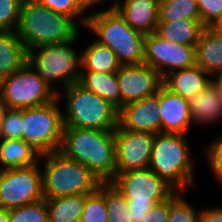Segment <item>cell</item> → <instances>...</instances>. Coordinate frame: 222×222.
<instances>
[{"label": "cell", "instance_id": "16", "mask_svg": "<svg viewBox=\"0 0 222 222\" xmlns=\"http://www.w3.org/2000/svg\"><path fill=\"white\" fill-rule=\"evenodd\" d=\"M161 133L185 134L190 130L191 112L187 99L160 87Z\"/></svg>", "mask_w": 222, "mask_h": 222}, {"label": "cell", "instance_id": "2", "mask_svg": "<svg viewBox=\"0 0 222 222\" xmlns=\"http://www.w3.org/2000/svg\"><path fill=\"white\" fill-rule=\"evenodd\" d=\"M15 32L28 52L45 44L71 42L77 38L79 30L70 16L35 1L21 5Z\"/></svg>", "mask_w": 222, "mask_h": 222}, {"label": "cell", "instance_id": "4", "mask_svg": "<svg viewBox=\"0 0 222 222\" xmlns=\"http://www.w3.org/2000/svg\"><path fill=\"white\" fill-rule=\"evenodd\" d=\"M185 135L155 134L149 168L175 191L185 192L194 186L195 159ZM190 148V149H189Z\"/></svg>", "mask_w": 222, "mask_h": 222}, {"label": "cell", "instance_id": "8", "mask_svg": "<svg viewBox=\"0 0 222 222\" xmlns=\"http://www.w3.org/2000/svg\"><path fill=\"white\" fill-rule=\"evenodd\" d=\"M111 183L126 197L132 222H142L153 205L175 192L149 167L122 173Z\"/></svg>", "mask_w": 222, "mask_h": 222}, {"label": "cell", "instance_id": "36", "mask_svg": "<svg viewBox=\"0 0 222 222\" xmlns=\"http://www.w3.org/2000/svg\"><path fill=\"white\" fill-rule=\"evenodd\" d=\"M213 142L206 148V157L209 160V165L213 172L212 175L222 184V135L218 136Z\"/></svg>", "mask_w": 222, "mask_h": 222}, {"label": "cell", "instance_id": "28", "mask_svg": "<svg viewBox=\"0 0 222 222\" xmlns=\"http://www.w3.org/2000/svg\"><path fill=\"white\" fill-rule=\"evenodd\" d=\"M109 212L105 201V183L86 195L80 222H108Z\"/></svg>", "mask_w": 222, "mask_h": 222}, {"label": "cell", "instance_id": "42", "mask_svg": "<svg viewBox=\"0 0 222 222\" xmlns=\"http://www.w3.org/2000/svg\"><path fill=\"white\" fill-rule=\"evenodd\" d=\"M20 5L28 4L30 2H35L37 0H16Z\"/></svg>", "mask_w": 222, "mask_h": 222}, {"label": "cell", "instance_id": "13", "mask_svg": "<svg viewBox=\"0 0 222 222\" xmlns=\"http://www.w3.org/2000/svg\"><path fill=\"white\" fill-rule=\"evenodd\" d=\"M114 138L116 144L115 176L149 166L155 134L126 130L118 125L114 129Z\"/></svg>", "mask_w": 222, "mask_h": 222}, {"label": "cell", "instance_id": "12", "mask_svg": "<svg viewBox=\"0 0 222 222\" xmlns=\"http://www.w3.org/2000/svg\"><path fill=\"white\" fill-rule=\"evenodd\" d=\"M144 64L155 69L163 78L171 71L194 66L195 46L170 42L156 32L146 34Z\"/></svg>", "mask_w": 222, "mask_h": 222}, {"label": "cell", "instance_id": "11", "mask_svg": "<svg viewBox=\"0 0 222 222\" xmlns=\"http://www.w3.org/2000/svg\"><path fill=\"white\" fill-rule=\"evenodd\" d=\"M39 164L0 169V208L13 209L44 199Z\"/></svg>", "mask_w": 222, "mask_h": 222}, {"label": "cell", "instance_id": "33", "mask_svg": "<svg viewBox=\"0 0 222 222\" xmlns=\"http://www.w3.org/2000/svg\"><path fill=\"white\" fill-rule=\"evenodd\" d=\"M23 109L8 108L0 125V140L21 139L23 130Z\"/></svg>", "mask_w": 222, "mask_h": 222}, {"label": "cell", "instance_id": "19", "mask_svg": "<svg viewBox=\"0 0 222 222\" xmlns=\"http://www.w3.org/2000/svg\"><path fill=\"white\" fill-rule=\"evenodd\" d=\"M191 121L196 124H213L222 120V98L218 85L212 80L203 90H198L189 100Z\"/></svg>", "mask_w": 222, "mask_h": 222}, {"label": "cell", "instance_id": "26", "mask_svg": "<svg viewBox=\"0 0 222 222\" xmlns=\"http://www.w3.org/2000/svg\"><path fill=\"white\" fill-rule=\"evenodd\" d=\"M86 195L44 198L49 222H80Z\"/></svg>", "mask_w": 222, "mask_h": 222}, {"label": "cell", "instance_id": "41", "mask_svg": "<svg viewBox=\"0 0 222 222\" xmlns=\"http://www.w3.org/2000/svg\"><path fill=\"white\" fill-rule=\"evenodd\" d=\"M215 83L218 85V88L220 90L221 98H222V74L216 75L215 79L213 78Z\"/></svg>", "mask_w": 222, "mask_h": 222}, {"label": "cell", "instance_id": "35", "mask_svg": "<svg viewBox=\"0 0 222 222\" xmlns=\"http://www.w3.org/2000/svg\"><path fill=\"white\" fill-rule=\"evenodd\" d=\"M200 21L205 27L217 26L222 20V0H196Z\"/></svg>", "mask_w": 222, "mask_h": 222}, {"label": "cell", "instance_id": "17", "mask_svg": "<svg viewBox=\"0 0 222 222\" xmlns=\"http://www.w3.org/2000/svg\"><path fill=\"white\" fill-rule=\"evenodd\" d=\"M122 2L115 0L111 7H114L133 29L145 35L156 32L159 22V0H123Z\"/></svg>", "mask_w": 222, "mask_h": 222}, {"label": "cell", "instance_id": "27", "mask_svg": "<svg viewBox=\"0 0 222 222\" xmlns=\"http://www.w3.org/2000/svg\"><path fill=\"white\" fill-rule=\"evenodd\" d=\"M200 20L196 0H159V22Z\"/></svg>", "mask_w": 222, "mask_h": 222}, {"label": "cell", "instance_id": "22", "mask_svg": "<svg viewBox=\"0 0 222 222\" xmlns=\"http://www.w3.org/2000/svg\"><path fill=\"white\" fill-rule=\"evenodd\" d=\"M78 83L85 89L121 109V94L116 73L80 72Z\"/></svg>", "mask_w": 222, "mask_h": 222}, {"label": "cell", "instance_id": "40", "mask_svg": "<svg viewBox=\"0 0 222 222\" xmlns=\"http://www.w3.org/2000/svg\"><path fill=\"white\" fill-rule=\"evenodd\" d=\"M0 222H9V209L0 208Z\"/></svg>", "mask_w": 222, "mask_h": 222}, {"label": "cell", "instance_id": "32", "mask_svg": "<svg viewBox=\"0 0 222 222\" xmlns=\"http://www.w3.org/2000/svg\"><path fill=\"white\" fill-rule=\"evenodd\" d=\"M39 3L64 15H68L74 20L79 17V22L86 26L88 15H85L87 8L79 0H37Z\"/></svg>", "mask_w": 222, "mask_h": 222}, {"label": "cell", "instance_id": "43", "mask_svg": "<svg viewBox=\"0 0 222 222\" xmlns=\"http://www.w3.org/2000/svg\"><path fill=\"white\" fill-rule=\"evenodd\" d=\"M87 9L90 8V0H79Z\"/></svg>", "mask_w": 222, "mask_h": 222}, {"label": "cell", "instance_id": "6", "mask_svg": "<svg viewBox=\"0 0 222 222\" xmlns=\"http://www.w3.org/2000/svg\"><path fill=\"white\" fill-rule=\"evenodd\" d=\"M64 92V128L114 131L118 127L119 110L110 102L85 89L78 82L64 88Z\"/></svg>", "mask_w": 222, "mask_h": 222}, {"label": "cell", "instance_id": "15", "mask_svg": "<svg viewBox=\"0 0 222 222\" xmlns=\"http://www.w3.org/2000/svg\"><path fill=\"white\" fill-rule=\"evenodd\" d=\"M159 104L160 88L154 95L125 104L119 110L118 125L126 130L161 133Z\"/></svg>", "mask_w": 222, "mask_h": 222}, {"label": "cell", "instance_id": "5", "mask_svg": "<svg viewBox=\"0 0 222 222\" xmlns=\"http://www.w3.org/2000/svg\"><path fill=\"white\" fill-rule=\"evenodd\" d=\"M41 159L44 160V198L90 194L102 183L85 165L64 157L59 151L43 154Z\"/></svg>", "mask_w": 222, "mask_h": 222}, {"label": "cell", "instance_id": "20", "mask_svg": "<svg viewBox=\"0 0 222 222\" xmlns=\"http://www.w3.org/2000/svg\"><path fill=\"white\" fill-rule=\"evenodd\" d=\"M197 64L171 71L163 77V86L172 93L189 100L198 90H203L213 78Z\"/></svg>", "mask_w": 222, "mask_h": 222}, {"label": "cell", "instance_id": "44", "mask_svg": "<svg viewBox=\"0 0 222 222\" xmlns=\"http://www.w3.org/2000/svg\"><path fill=\"white\" fill-rule=\"evenodd\" d=\"M101 2H104V0H90V6H94L96 5L97 3H101Z\"/></svg>", "mask_w": 222, "mask_h": 222}, {"label": "cell", "instance_id": "29", "mask_svg": "<svg viewBox=\"0 0 222 222\" xmlns=\"http://www.w3.org/2000/svg\"><path fill=\"white\" fill-rule=\"evenodd\" d=\"M108 222H132L126 197L111 183H105Z\"/></svg>", "mask_w": 222, "mask_h": 222}, {"label": "cell", "instance_id": "14", "mask_svg": "<svg viewBox=\"0 0 222 222\" xmlns=\"http://www.w3.org/2000/svg\"><path fill=\"white\" fill-rule=\"evenodd\" d=\"M116 76L121 94V108L127 103L156 94L163 85L160 74L144 63L121 65Z\"/></svg>", "mask_w": 222, "mask_h": 222}, {"label": "cell", "instance_id": "18", "mask_svg": "<svg viewBox=\"0 0 222 222\" xmlns=\"http://www.w3.org/2000/svg\"><path fill=\"white\" fill-rule=\"evenodd\" d=\"M195 56L196 64L212 78L222 74V29L204 27L195 47Z\"/></svg>", "mask_w": 222, "mask_h": 222}, {"label": "cell", "instance_id": "3", "mask_svg": "<svg viewBox=\"0 0 222 222\" xmlns=\"http://www.w3.org/2000/svg\"><path fill=\"white\" fill-rule=\"evenodd\" d=\"M87 15L86 29L98 37L96 41L115 53L121 65L144 63L146 35L133 29L114 7L93 11Z\"/></svg>", "mask_w": 222, "mask_h": 222}, {"label": "cell", "instance_id": "45", "mask_svg": "<svg viewBox=\"0 0 222 222\" xmlns=\"http://www.w3.org/2000/svg\"><path fill=\"white\" fill-rule=\"evenodd\" d=\"M2 77H0V95H1V89H2Z\"/></svg>", "mask_w": 222, "mask_h": 222}, {"label": "cell", "instance_id": "7", "mask_svg": "<svg viewBox=\"0 0 222 222\" xmlns=\"http://www.w3.org/2000/svg\"><path fill=\"white\" fill-rule=\"evenodd\" d=\"M71 42L45 44L28 51L27 62L34 68L38 76L61 97L54 81L63 87L77 83L81 72V54L77 55ZM61 83V84H60Z\"/></svg>", "mask_w": 222, "mask_h": 222}, {"label": "cell", "instance_id": "1", "mask_svg": "<svg viewBox=\"0 0 222 222\" xmlns=\"http://www.w3.org/2000/svg\"><path fill=\"white\" fill-rule=\"evenodd\" d=\"M59 152L85 165L102 183L111 182L115 177L114 131L64 128Z\"/></svg>", "mask_w": 222, "mask_h": 222}, {"label": "cell", "instance_id": "37", "mask_svg": "<svg viewBox=\"0 0 222 222\" xmlns=\"http://www.w3.org/2000/svg\"><path fill=\"white\" fill-rule=\"evenodd\" d=\"M169 198L159 202L148 211L142 222H168Z\"/></svg>", "mask_w": 222, "mask_h": 222}, {"label": "cell", "instance_id": "34", "mask_svg": "<svg viewBox=\"0 0 222 222\" xmlns=\"http://www.w3.org/2000/svg\"><path fill=\"white\" fill-rule=\"evenodd\" d=\"M21 5L16 0H0V32H15Z\"/></svg>", "mask_w": 222, "mask_h": 222}, {"label": "cell", "instance_id": "23", "mask_svg": "<svg viewBox=\"0 0 222 222\" xmlns=\"http://www.w3.org/2000/svg\"><path fill=\"white\" fill-rule=\"evenodd\" d=\"M120 66L115 53L96 40L81 53V72L117 73Z\"/></svg>", "mask_w": 222, "mask_h": 222}, {"label": "cell", "instance_id": "46", "mask_svg": "<svg viewBox=\"0 0 222 222\" xmlns=\"http://www.w3.org/2000/svg\"><path fill=\"white\" fill-rule=\"evenodd\" d=\"M218 28L222 29V20L221 22L217 25Z\"/></svg>", "mask_w": 222, "mask_h": 222}, {"label": "cell", "instance_id": "9", "mask_svg": "<svg viewBox=\"0 0 222 222\" xmlns=\"http://www.w3.org/2000/svg\"><path fill=\"white\" fill-rule=\"evenodd\" d=\"M59 98L45 105L23 109L22 140L41 155L59 151L64 122Z\"/></svg>", "mask_w": 222, "mask_h": 222}, {"label": "cell", "instance_id": "10", "mask_svg": "<svg viewBox=\"0 0 222 222\" xmlns=\"http://www.w3.org/2000/svg\"><path fill=\"white\" fill-rule=\"evenodd\" d=\"M1 96L8 108L25 109L54 101L57 93L26 62L11 75L3 77Z\"/></svg>", "mask_w": 222, "mask_h": 222}, {"label": "cell", "instance_id": "31", "mask_svg": "<svg viewBox=\"0 0 222 222\" xmlns=\"http://www.w3.org/2000/svg\"><path fill=\"white\" fill-rule=\"evenodd\" d=\"M9 222H49L46 200L9 209Z\"/></svg>", "mask_w": 222, "mask_h": 222}, {"label": "cell", "instance_id": "39", "mask_svg": "<svg viewBox=\"0 0 222 222\" xmlns=\"http://www.w3.org/2000/svg\"><path fill=\"white\" fill-rule=\"evenodd\" d=\"M7 110L8 106L6 102L3 100L2 96L0 95V125L4 119Z\"/></svg>", "mask_w": 222, "mask_h": 222}, {"label": "cell", "instance_id": "24", "mask_svg": "<svg viewBox=\"0 0 222 222\" xmlns=\"http://www.w3.org/2000/svg\"><path fill=\"white\" fill-rule=\"evenodd\" d=\"M28 52L16 32H0V77L11 75L27 62Z\"/></svg>", "mask_w": 222, "mask_h": 222}, {"label": "cell", "instance_id": "21", "mask_svg": "<svg viewBox=\"0 0 222 222\" xmlns=\"http://www.w3.org/2000/svg\"><path fill=\"white\" fill-rule=\"evenodd\" d=\"M41 154L22 139L0 140V169L24 168L40 162Z\"/></svg>", "mask_w": 222, "mask_h": 222}, {"label": "cell", "instance_id": "30", "mask_svg": "<svg viewBox=\"0 0 222 222\" xmlns=\"http://www.w3.org/2000/svg\"><path fill=\"white\" fill-rule=\"evenodd\" d=\"M181 191H175L169 197L168 222H200L201 211L194 208L186 199H183Z\"/></svg>", "mask_w": 222, "mask_h": 222}, {"label": "cell", "instance_id": "25", "mask_svg": "<svg viewBox=\"0 0 222 222\" xmlns=\"http://www.w3.org/2000/svg\"><path fill=\"white\" fill-rule=\"evenodd\" d=\"M204 27L200 20L180 19L158 22L156 33L170 42L196 47Z\"/></svg>", "mask_w": 222, "mask_h": 222}, {"label": "cell", "instance_id": "38", "mask_svg": "<svg viewBox=\"0 0 222 222\" xmlns=\"http://www.w3.org/2000/svg\"><path fill=\"white\" fill-rule=\"evenodd\" d=\"M200 222H222V207L201 209Z\"/></svg>", "mask_w": 222, "mask_h": 222}]
</instances>
